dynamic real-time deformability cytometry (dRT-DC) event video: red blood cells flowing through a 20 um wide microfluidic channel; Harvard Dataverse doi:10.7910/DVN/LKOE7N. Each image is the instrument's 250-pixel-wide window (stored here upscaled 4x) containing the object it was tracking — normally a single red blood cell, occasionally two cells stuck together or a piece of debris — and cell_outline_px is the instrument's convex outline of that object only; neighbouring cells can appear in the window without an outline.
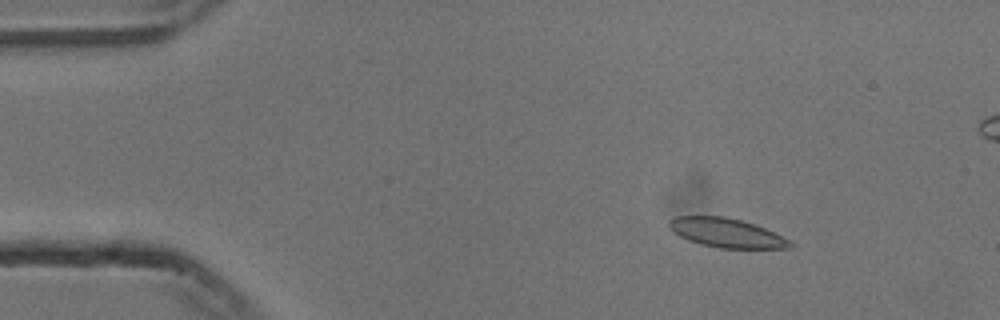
{"species": "common noctule bat (a hibernating species)", "species_latin": "Nyctalus noctula", "temperature_condition": "cold", "stored_images_in_passage": 49, "camera_frame_rate_fps": 3000, "um_per_image_px": 0.085, "animal": {"sex": "male", "body_mass_g": 13.3}, "frame": {"image": 1, "passage_image": 1, "time_ms": 0.0, "image_size_px": [1000, 320], "cell_outline_px": [[796, 244], [792, 248], [720, 248], [700, 244], [688, 240], [672, 232], [668, 228], [668, 220], [672, 216], [724, 216], [756, 224], [792, 240]], "centroid_in_image_um": [61.76, 19.79], "position_along_channel_um": 23.2, "area_um2": 20.92}}
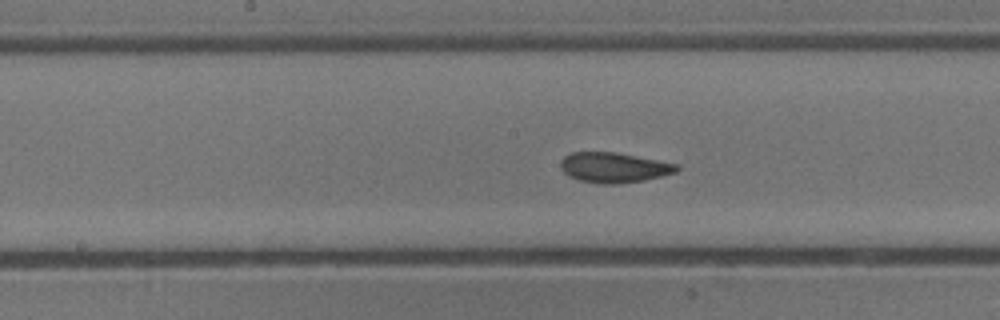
{"frame": {"image": 2, "passage_image": 21, "time_ms": 6.667, "image_size_px": [1000, 320], "cell_outline_px": [[680, 168], [676, 172], [644, 180], [616, 184], [600, 184], [580, 180], [568, 176], [560, 168], [560, 160], [564, 156], [572, 152], [612, 152], [680, 164]], "centroid_in_image_um": [52.16, 14.24], "position_along_channel_um": 196.0, "area_um2": 20.35}}
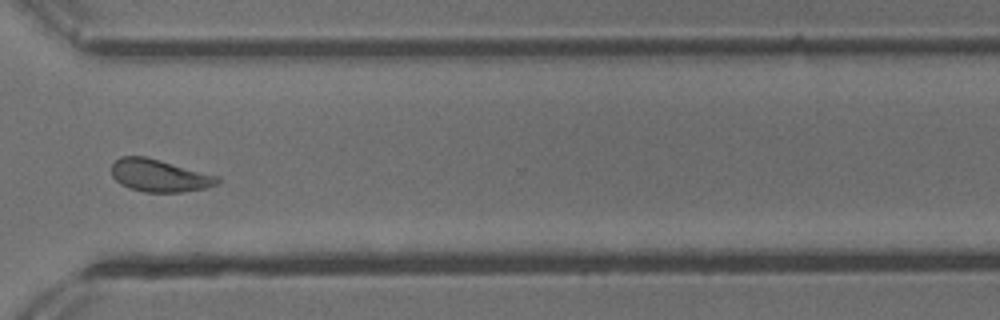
{"frame": {"image": 3, "passage_image": 34, "time_ms": 11.0, "image_size_px": [1000, 320], "cell_outline_px": [[220, 180], [216, 184], [208, 188], [180, 192], [144, 192], [120, 184], [112, 176], [112, 164], [120, 156], [144, 156], [160, 160], [220, 176]], "centroid_in_image_um": [13.57, 14.92], "position_along_channel_um": 357.0, "area_um2": 20.0}, "authors_computed_cell_mechanics": {"area_um2": 20.2878, "velocity_mm_per_s": 3.7279, "shape_relaxation_time_tau1_ms": 4.1741, "shape_relaxation_time_tau2_ms": 1.1448, "deformation_change_tau1": 0.1346, "deformation_change_tau2": 0.0728}}